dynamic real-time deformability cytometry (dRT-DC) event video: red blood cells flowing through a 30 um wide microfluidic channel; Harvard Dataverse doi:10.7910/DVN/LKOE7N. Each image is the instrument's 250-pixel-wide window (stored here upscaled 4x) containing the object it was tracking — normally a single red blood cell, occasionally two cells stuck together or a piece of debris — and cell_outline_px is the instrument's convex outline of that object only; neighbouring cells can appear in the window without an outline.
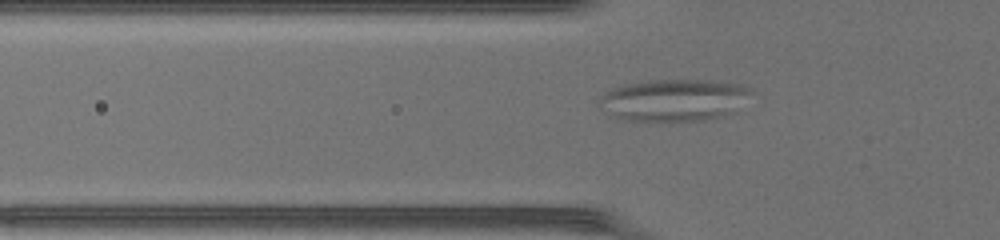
{"species": "common noctule bat (a hibernating species)", "species_latin": "Nyctalus noctula", "temperature_condition": "warm", "stored_images_in_passage": 32, "segment_of_instrument_passage": [1, 2], "camera_frame_rate_fps": 3000, "um_per_image_px": 0.085, "animal": {"sex": "female", "body_mass_g": 17.0, "forearm_length_mm": 48.0}, "frame": {"image": 1, "passage_image": 4, "time_ms": 1.0, "image_size_px": [1000, 240], "cell_outline_px": [[756, 92], [736, 112], [704, 120], [624, 120], [600, 108], [600, 96], [608, 88], [624, 84], [648, 80], [708, 80], [744, 84], [752, 88]], "centroid_in_image_um": [57.37, 8.47], "position_along_channel_um": 68.4, "area_um2": 37.63}}
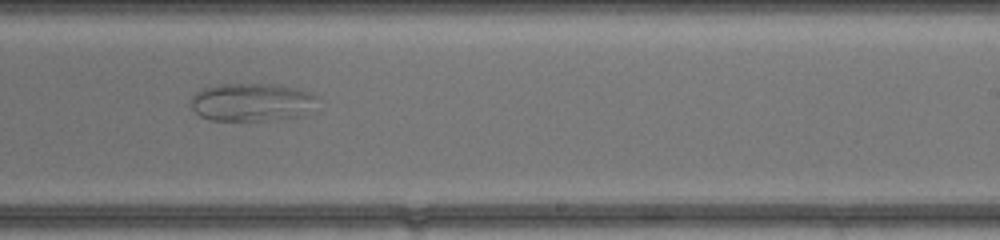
{"frame": {"image": 2, "passage_image": 18, "time_ms": 5.667, "image_size_px": [1000, 240], "cell_outline_px": [[320, 96], [304, 116], [268, 120], [208, 120], [200, 116], [192, 108], [192, 96], [196, 92], [204, 88], [220, 84], [280, 84], [300, 88]], "centroid_in_image_um": [21.44, 8.67], "position_along_channel_um": 267.6, "area_um2": 28.26}}
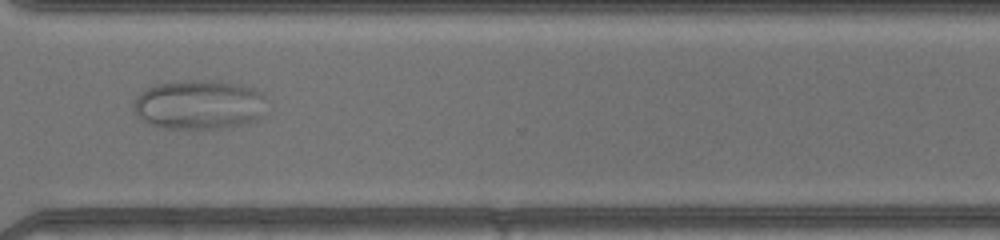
{"frame": {"image": 3, "passage_image": 24, "time_ms": 7.667, "image_size_px": [1000, 240], "cell_outline_px": [[264, 96], [256, 120], [248, 124], [224, 128], [168, 128], [148, 124], [136, 116], [136, 96], [140, 92], [156, 84], [176, 80], [220, 80], [252, 88], [260, 92]], "centroid_in_image_um": [16.87, 8.88], "position_along_channel_um": 353.7, "area_um2": 38.03}}